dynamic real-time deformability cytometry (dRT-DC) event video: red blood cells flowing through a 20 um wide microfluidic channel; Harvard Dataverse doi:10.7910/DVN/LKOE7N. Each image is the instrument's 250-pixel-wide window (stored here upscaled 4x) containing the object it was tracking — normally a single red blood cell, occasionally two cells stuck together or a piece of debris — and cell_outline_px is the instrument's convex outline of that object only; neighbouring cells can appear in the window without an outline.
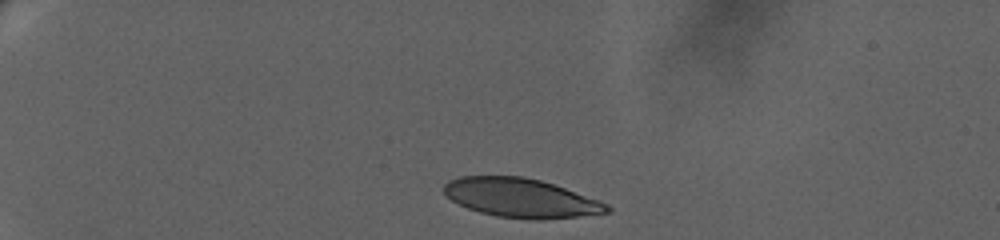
{"species": "human", "species_latin": "Homo sapiens", "temperature_condition": "warm", "stored_images_in_passage": 44, "camera_frame_rate_fps": 3000, "um_per_image_px": 0.085, "donor": {"sex": "female"}, "frame": {"image": 1, "passage_image": 1, "time_ms": 0.0, "image_size_px": [1000, 240], "cell_outline_px": [[612, 212], [540, 220], [532, 220], [496, 216], [480, 212], [468, 208], [452, 200], [444, 192], [444, 184], [448, 180], [460, 176], [524, 176], [540, 180], [600, 200], [608, 204], [612, 208]], "centroid_in_image_um": [44.29, 16.82], "position_along_channel_um": 40.7, "area_um2": 36.99}}
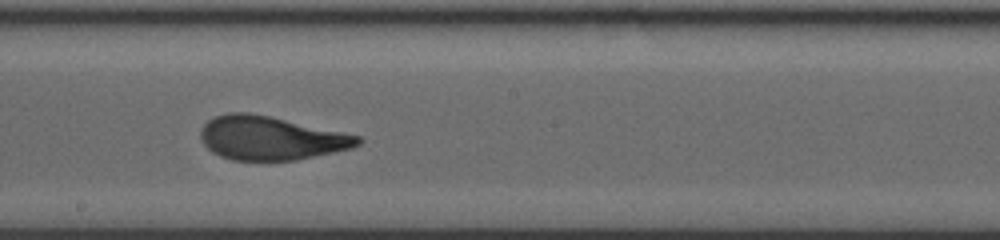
{"frame": {"image": 2, "passage_image": 25, "time_ms": 8.0, "image_size_px": [1000, 240], "cell_outline_px": [[364, 140], [360, 144], [352, 148], [296, 160], [232, 160], [220, 156], [212, 152], [204, 144], [200, 136], [200, 128], [208, 120], [216, 116], [228, 112], [248, 112], [268, 116], [360, 136]], "centroid_in_image_um": [22.99, 11.74], "position_along_channel_um": 225.2, "area_um2": 39.77}}
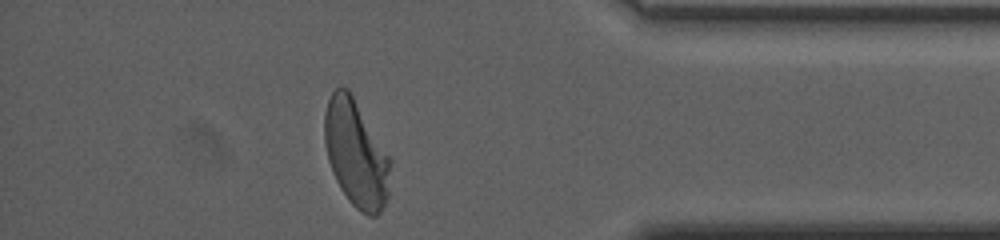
{"frame": {"image": 3, "passage_image": 43, "time_ms": 14.0, "image_size_px": [1000, 240], "cell_outline_px": [[388, 196], [380, 212], [376, 216], [368, 216], [360, 212], [348, 200], [340, 188], [332, 172], [328, 160], [324, 144], [324, 112], [328, 100], [332, 92], [336, 88], [348, 88], [388, 156]], "centroid_in_image_um": [30.2, 13.08], "position_along_channel_um": 405.0, "area_um2": 40.17}, "authors_computed_cell_mechanics": {"area_um2": 40.2866, "velocity_mm_per_s": 3.3061, "shape_relaxation_time_tau1_ms": 6.2063, "shape_relaxation_time_tau2_ms": 0.9271, "deformation_change_tau1": 0.2396, "deformation_change_tau2": 0.077}}